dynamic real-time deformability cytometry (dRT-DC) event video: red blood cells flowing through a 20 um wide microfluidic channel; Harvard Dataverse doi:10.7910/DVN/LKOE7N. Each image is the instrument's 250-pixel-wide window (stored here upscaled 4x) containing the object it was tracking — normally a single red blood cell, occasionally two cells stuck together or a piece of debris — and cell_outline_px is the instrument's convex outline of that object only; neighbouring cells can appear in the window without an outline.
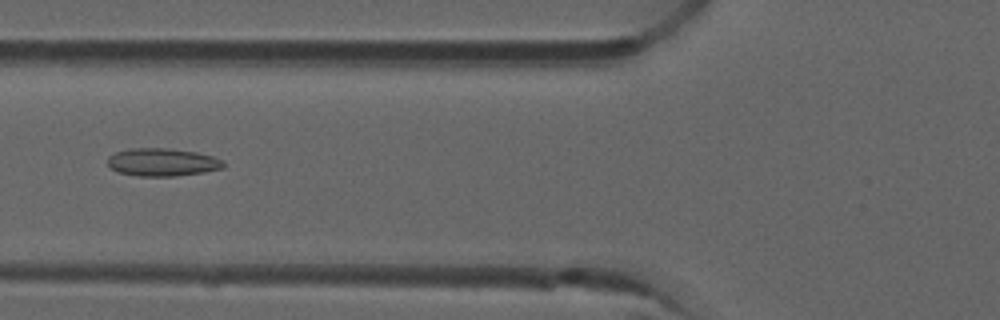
{"species": "common noctule bat (a hibernating species)", "species_latin": "Nyctalus noctula", "temperature_condition": "room temperature", "stored_images_in_passage": 52, "camera_frame_rate_fps": 3000, "um_per_image_px": 0.085, "animal": {"sex": "male", "forearm_length_mm": 52.5}, "frame": {"image": 1, "passage_image": 20, "time_ms": 6.333, "image_size_px": [1000, 320], "cell_outline_px": [[224, 168], [204, 172], [176, 176], [136, 176], [120, 172], [112, 168], [108, 164], [108, 156], [116, 152], [132, 148], [168, 148], [196, 152], [212, 156], [224, 160]], "centroid_in_image_um": [13.83, 13.78], "position_along_channel_um": 112.0, "area_um2": 18.79}}
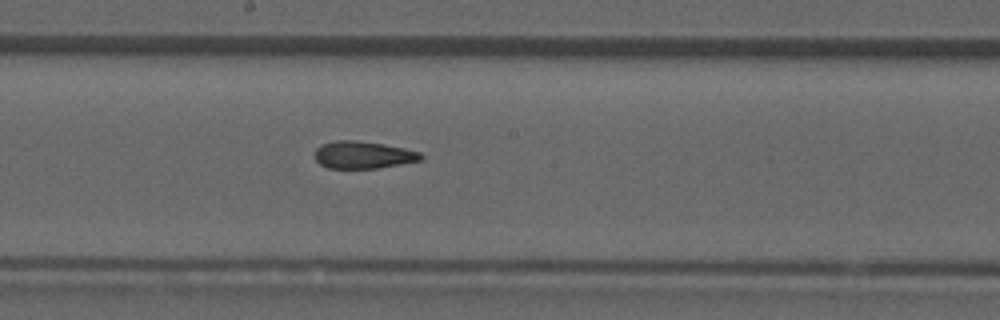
{"frame": {"image": 2, "passage_image": 28, "time_ms": 9.0, "image_size_px": [1000, 320], "cell_outline_px": [[424, 160], [376, 168], [328, 168], [320, 164], [312, 156], [316, 148], [324, 144], [336, 140], [356, 140], [384, 144], [404, 148], [420, 152], [424, 156]], "centroid_in_image_um": [30.87, 13.16], "position_along_channel_um": 217.3, "area_um2": 16.99}}
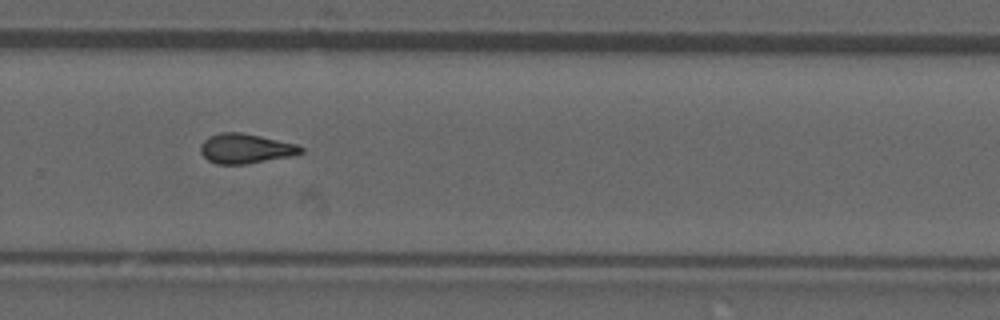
{"frame": {"image": 3, "passage_image": 35, "time_ms": 11.333, "image_size_px": [1000, 320], "cell_outline_px": [[304, 152], [292, 156], [244, 164], [216, 164], [208, 160], [200, 152], [200, 144], [208, 136], [220, 132], [240, 132], [260, 136], [296, 144], [304, 148]], "centroid_in_image_um": [20.85, 12.62], "position_along_channel_um": 308.9, "area_um2": 17.4}, "authors_computed_cell_mechanics": {"area_um2": 17.4267, "velocity_mm_per_s": 3.9507, "shape_relaxation_time_tau1_ms": null, "shape_relaxation_time_tau2_ms": 3.4516, "deformation_change_tau1": null, "deformation_change_tau2": 0.1296}}